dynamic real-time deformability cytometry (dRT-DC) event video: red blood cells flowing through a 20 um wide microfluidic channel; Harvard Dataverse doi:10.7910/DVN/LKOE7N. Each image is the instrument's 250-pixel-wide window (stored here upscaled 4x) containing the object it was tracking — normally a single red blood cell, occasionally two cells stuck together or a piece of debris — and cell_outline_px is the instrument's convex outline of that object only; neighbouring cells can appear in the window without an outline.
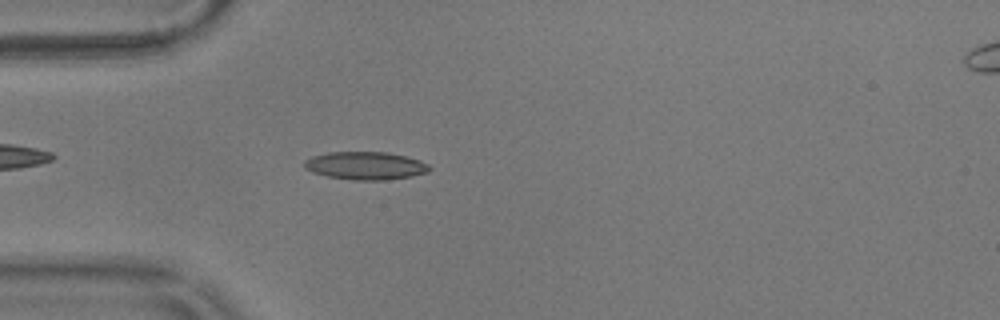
{"species": "common noctule bat (a hibernating species)", "species_latin": "Nyctalus noctula", "temperature_condition": "warm", "stored_images_in_passage": 45, "camera_frame_rate_fps": 3000, "um_per_image_px": 0.085, "animal": {"sex": "male", "body_mass_g": 17.9}, "frame": {"image": 1, "passage_image": 5, "time_ms": 1.333, "image_size_px": [1000, 320], "cell_outline_px": [[432, 168], [428, 172], [412, 176], [384, 180], [352, 180], [328, 176], [312, 172], [304, 168], [304, 160], [312, 156], [328, 152], [388, 152], [420, 160], [428, 164]], "centroid_in_image_um": [31.06, 14.08], "position_along_channel_um": 53.9, "area_um2": 20.4}}
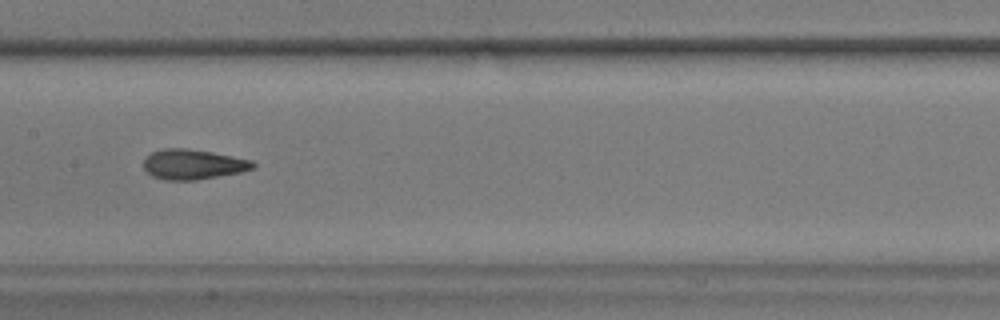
{"frame": {"image": 2, "passage_image": 17, "time_ms": 5.333, "image_size_px": [1000, 320], "cell_outline_px": [[256, 168], [240, 172], [196, 180], [164, 180], [152, 176], [144, 168], [144, 160], [152, 152], [164, 148], [188, 148], [212, 152], [252, 160], [256, 164]], "centroid_in_image_um": [16.43, 13.97], "position_along_channel_um": 191.0, "area_um2": 19.13}}
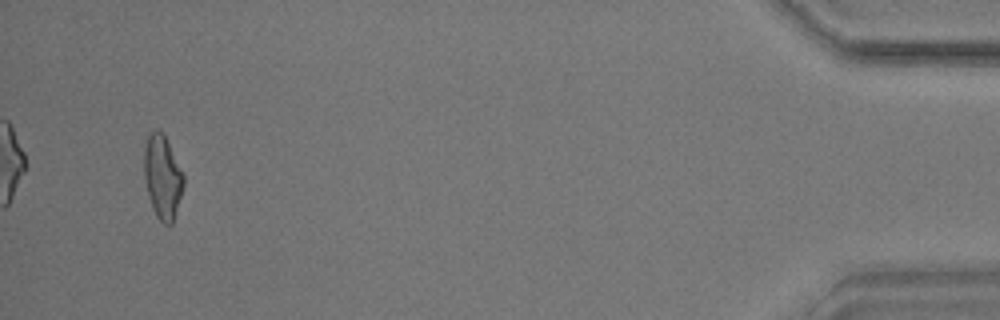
{"frame": {"image": 3, "passage_image": 43, "time_ms": 14.0, "image_size_px": [1000, 320], "cell_outline_px": [[184, 188], [172, 224], [164, 224], [156, 216], [152, 208], [148, 196], [144, 176], [144, 148], [148, 136], [156, 128], [164, 132], [184, 172]], "centroid_in_image_um": [13.83, 15.01], "position_along_channel_um": 421.4, "area_um2": 19.65}, "authors_computed_cell_mechanics": {"area_um2": 19.074, "velocity_mm_per_s": 3.5713, "shape_relaxation_time_tau1_ms": 6.4546, "shape_relaxation_time_tau2_ms": 1.7506, "deformation_change_tau1": 0.1673, "deformation_change_tau2": 0.0964}}